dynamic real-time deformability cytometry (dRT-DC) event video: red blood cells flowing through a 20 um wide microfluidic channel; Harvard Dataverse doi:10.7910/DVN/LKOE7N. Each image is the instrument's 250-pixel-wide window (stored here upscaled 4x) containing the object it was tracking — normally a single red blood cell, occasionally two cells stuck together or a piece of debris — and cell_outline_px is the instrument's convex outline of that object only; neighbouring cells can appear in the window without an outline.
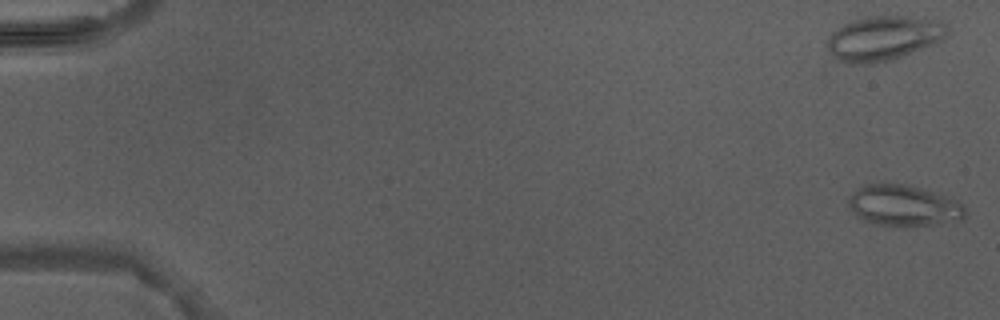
{"species": "Egyptian fruit bat (a non-hibernating species)", "species_latin": "Rousettus aegyptiacus", "temperature_condition": "warm", "stored_images_in_passage": 4, "camera_frame_rate_fps": 3000, "um_per_image_px": 0.085, "animal": {"sex": "male"}, "frame": {"image": 1, "passage_image": 1, "time_ms": 0.0, "image_size_px": [1000, 320], "cell_outline_px": [[964, 220], [940, 224], [904, 228], [876, 224], [864, 220], [856, 216], [848, 208], [848, 196], [856, 188], [864, 184], [904, 184], [920, 188], [948, 196], [960, 204], [964, 208]], "centroid_in_image_um": [76.77, 17.51], "position_along_channel_um": 8.2, "area_um2": 28.44}}